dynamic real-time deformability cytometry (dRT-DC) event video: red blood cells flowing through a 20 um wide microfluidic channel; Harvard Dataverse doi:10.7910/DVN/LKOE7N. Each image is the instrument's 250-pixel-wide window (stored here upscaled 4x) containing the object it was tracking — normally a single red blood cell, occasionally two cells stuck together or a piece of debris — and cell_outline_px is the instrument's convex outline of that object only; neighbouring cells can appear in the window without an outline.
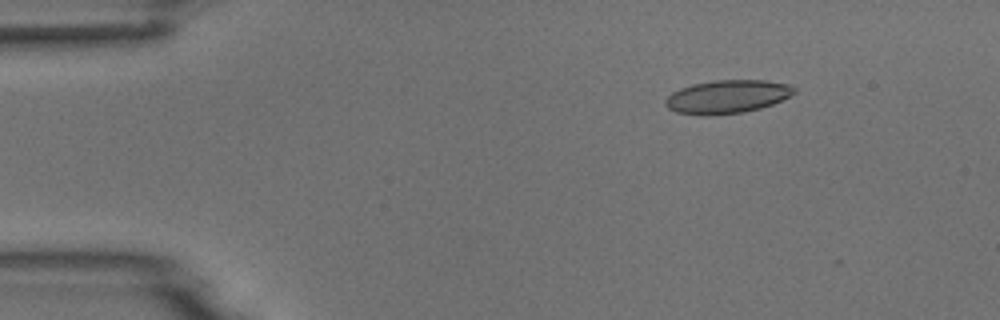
{"species": "common noctule bat (a hibernating species)", "species_latin": "Nyctalus noctula", "temperature_condition": "room temperature", "stored_images_in_passage": 5, "camera_frame_rate_fps": 3000, "um_per_image_px": 0.085, "animal": {"sex": "male", "body_mass_g": 18.8}, "frame": {"image": 1, "passage_image": 2, "time_ms": 1.333, "image_size_px": [1000, 320], "cell_outline_px": [[796, 92], [772, 104], [760, 108], [740, 112], [708, 116], [676, 112], [668, 108], [664, 104], [664, 100], [672, 92], [680, 88], [692, 84], [716, 80], [764, 80], [788, 84], [796, 88]], "centroid_in_image_um": [61.78, 8.21], "position_along_channel_um": 23.2, "area_um2": 24.85}}